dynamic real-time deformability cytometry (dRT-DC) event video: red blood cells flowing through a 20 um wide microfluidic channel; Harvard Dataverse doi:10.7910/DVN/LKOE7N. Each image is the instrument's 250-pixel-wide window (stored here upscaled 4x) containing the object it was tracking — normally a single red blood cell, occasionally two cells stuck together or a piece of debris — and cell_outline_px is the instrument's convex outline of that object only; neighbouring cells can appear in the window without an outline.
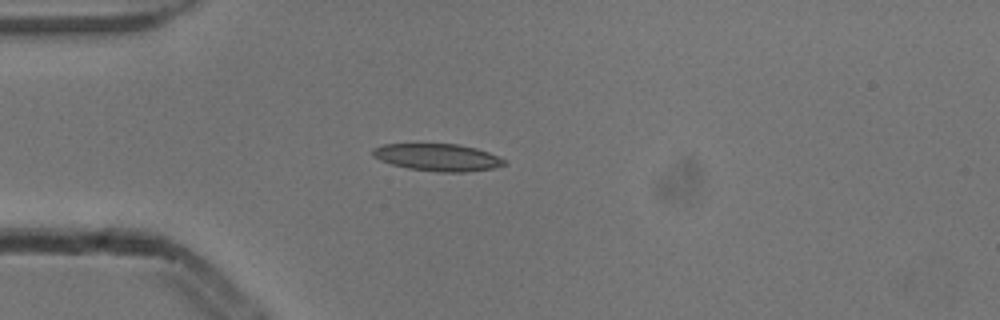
{"species": "common noctule bat (a hibernating species)", "species_latin": "Nyctalus noctula", "temperature_condition": "cold", "stored_images_in_passage": 2, "camera_frame_rate_fps": 3000, "um_per_image_px": 0.085, "animal": {"sex": "male", "body_mass_g": 13.3}, "frame": {"image": 1, "passage_image": 1, "time_ms": 0.0, "image_size_px": [1000, 320], "cell_outline_px": [[508, 164], [492, 168], [464, 172], [436, 172], [408, 168], [392, 164], [380, 160], [372, 156], [372, 148], [384, 144], [456, 144], [476, 148], [488, 152], [504, 160]], "centroid_in_image_um": [37.17, 13.37], "position_along_channel_um": 47.8, "area_um2": 20.75}}